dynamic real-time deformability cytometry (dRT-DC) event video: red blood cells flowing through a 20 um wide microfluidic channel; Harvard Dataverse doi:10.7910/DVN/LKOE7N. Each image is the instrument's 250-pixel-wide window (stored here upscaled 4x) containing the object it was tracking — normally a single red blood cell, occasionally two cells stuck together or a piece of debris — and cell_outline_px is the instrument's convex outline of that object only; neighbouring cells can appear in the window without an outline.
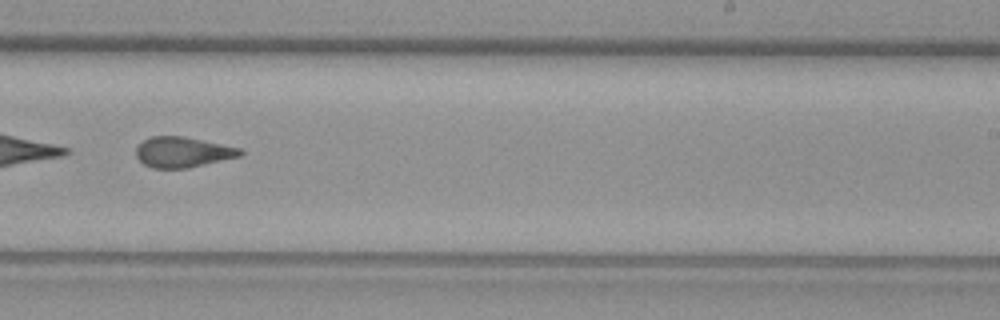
{"species": "common noctule bat (a hibernating species)", "species_latin": "Nyctalus noctula", "temperature_condition": "warm", "stored_images_in_passage": 39, "camera_frame_rate_fps": 3000, "um_per_image_px": 0.085, "animal": {"sex": "female", "body_mass_g": 29.2, "forearm_length_mm": 56.3}, "frame": {"image": 1, "passage_image": 23, "time_ms": 7.333, "image_size_px": [1000, 320], "cell_outline_px": [[244, 152], [240, 156], [188, 168], [152, 168], [144, 164], [136, 156], [136, 148], [144, 140], [152, 136], [184, 136], [240, 148]], "centroid_in_image_um": [15.52, 12.93], "position_along_channel_um": 273.5, "area_um2": 18.32}, "authors_computed_cell_mechanics": {"area_um2": 19.1318, "velocity_mm_per_s": 3.7914, "shape_relaxation_time_tau1_ms": null, "shape_relaxation_time_tau2_ms": 1.5923, "deformation_change_tau1": null, "deformation_change_tau2": 0.0925}}